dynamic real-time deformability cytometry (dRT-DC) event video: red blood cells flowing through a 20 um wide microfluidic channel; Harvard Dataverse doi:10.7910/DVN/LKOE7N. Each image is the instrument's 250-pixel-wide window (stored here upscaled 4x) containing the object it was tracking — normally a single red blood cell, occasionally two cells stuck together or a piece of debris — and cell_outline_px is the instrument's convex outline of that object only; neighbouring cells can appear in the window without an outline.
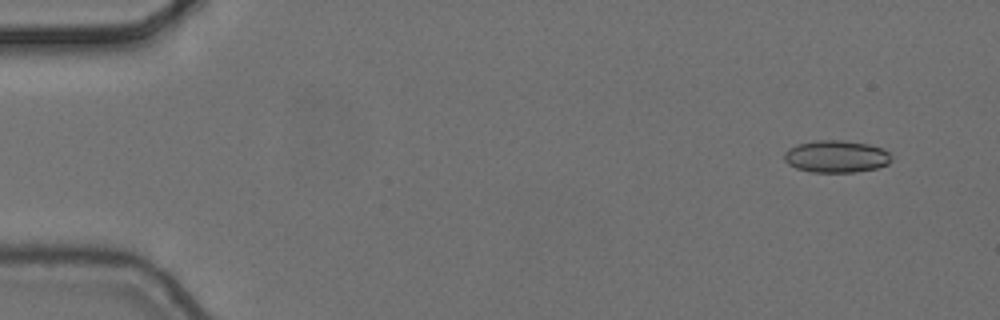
{"species": "common noctule bat (a hibernating species)", "species_latin": "Nyctalus noctula", "temperature_condition": "cold", "stored_images_in_passage": 4, "camera_frame_rate_fps": 3000, "um_per_image_px": 0.085, "animal": {"sex": "female", "body_mass_g": 24.6, "forearm_length_mm": 56.2}, "frame": {"image": 1, "passage_image": 1, "time_ms": 0.0, "image_size_px": [1000, 320], "cell_outline_px": [[892, 160], [888, 164], [876, 168], [856, 172], [812, 172], [796, 168], [788, 164], [784, 160], [784, 152], [788, 148], [796, 144], [816, 140], [844, 140], [868, 144], [880, 148], [888, 152], [892, 156]], "centroid_in_image_um": [71.06, 13.3], "position_along_channel_um": 13.9, "area_um2": 20.23}}